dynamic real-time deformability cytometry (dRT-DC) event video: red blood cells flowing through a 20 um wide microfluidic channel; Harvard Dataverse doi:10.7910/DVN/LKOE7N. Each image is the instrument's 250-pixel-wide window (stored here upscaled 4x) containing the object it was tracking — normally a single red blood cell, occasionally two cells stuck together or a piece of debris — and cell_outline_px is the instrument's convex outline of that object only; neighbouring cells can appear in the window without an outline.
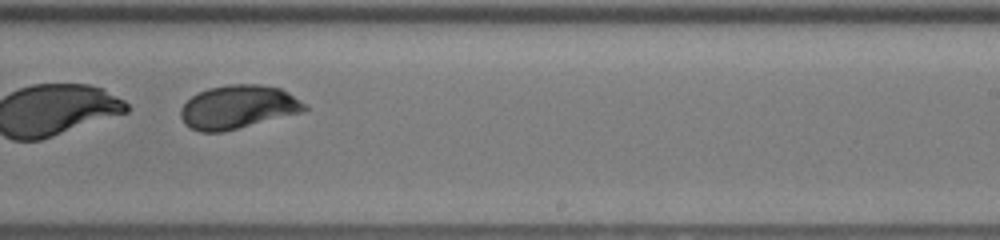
{"species": "human", "species_latin": "Homo sapiens", "temperature_condition": "room temperature", "stored_images_in_passage": 43, "segment_of_instrument_passage": [2, 2], "camera_frame_rate_fps": 3000, "um_per_image_px": 0.085, "donor": {"sex": "female"}, "frame": {"image": 1, "passage_image": 27, "time_ms": 8.667, "image_size_px": [1000, 240], "cell_outline_px": [[308, 108], [304, 112], [220, 132], [200, 132], [184, 124], [180, 116], [180, 108], [192, 96], [208, 88], [228, 84], [260, 84], [280, 88], [288, 92], [300, 100]], "centroid_in_image_um": [20.22, 9.09], "position_along_channel_um": 268.8, "area_um2": 31.27}}
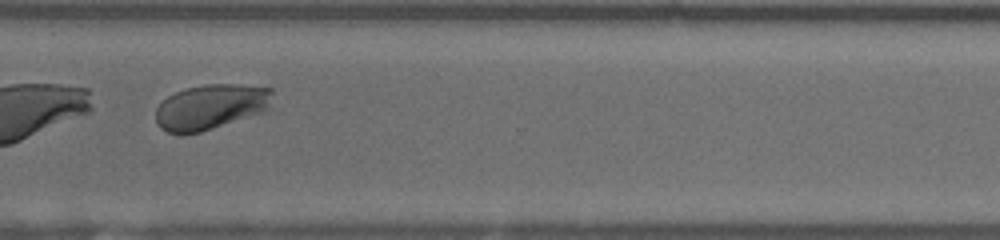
{"frame": {"image": 2, "passage_image": 33, "time_ms": 10.667, "image_size_px": [1000, 240], "cell_outline_px": [[272, 92], [268, 108], [264, 112], [200, 132], [184, 136], [180, 136], [168, 132], [160, 128], [156, 124], [156, 108], [168, 96], [176, 92], [188, 88], [204, 84], [236, 84], [272, 88]], "centroid_in_image_um": [17.88, 9.11], "position_along_channel_um": 352.7, "area_um2": 30.87}}